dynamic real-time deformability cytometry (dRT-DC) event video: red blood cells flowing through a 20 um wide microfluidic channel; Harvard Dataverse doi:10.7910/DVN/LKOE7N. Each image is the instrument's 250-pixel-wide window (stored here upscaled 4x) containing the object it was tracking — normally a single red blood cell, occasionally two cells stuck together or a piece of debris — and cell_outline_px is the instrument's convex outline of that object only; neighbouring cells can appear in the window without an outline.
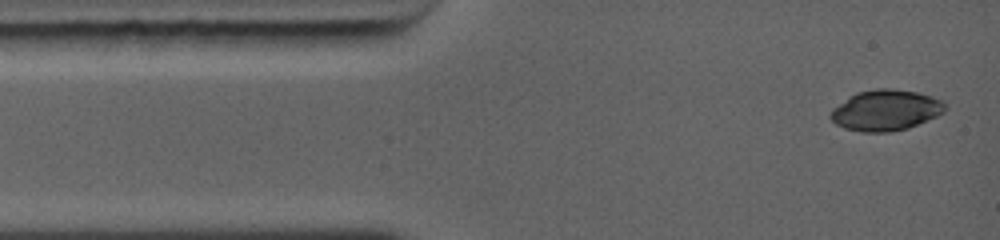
{"species": "common noctule bat (a hibernating species)", "species_latin": "Nyctalus noctula", "temperature_condition": "warm", "stored_images_in_passage": 50, "camera_frame_rate_fps": 5000, "um_per_image_px": 0.085, "animal": {"sex": "female", "body_mass_g": 19.0, "forearm_length_mm": 56.7}, "frame": {"image": 1, "passage_image": 1, "time_ms": 0.0, "image_size_px": [1000, 240], "cell_outline_px": [[944, 112], [936, 116], [908, 128], [892, 132], [860, 132], [844, 128], [836, 124], [832, 120], [832, 108], [852, 96], [860, 92], [880, 88], [888, 88], [916, 92], [940, 100], [944, 104]], "centroid_in_image_um": [75.27, 9.39], "position_along_channel_um": 9.7, "area_um2": 26.59}}
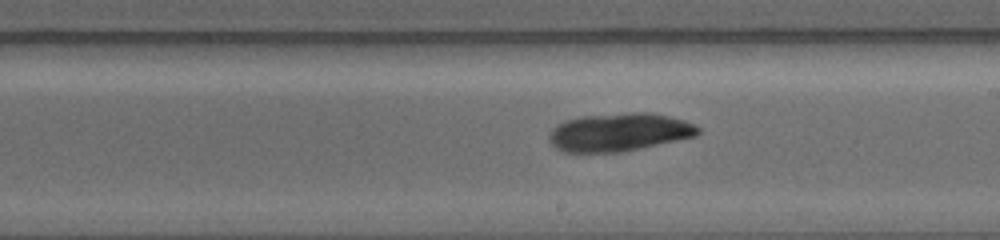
{"frame": {"image": 2, "passage_image": 29, "time_ms": 6.4, "image_size_px": [1000, 240], "cell_outline_px": [[700, 132], [696, 136], [640, 148], [620, 152], [564, 152], [556, 148], [548, 140], [548, 136], [552, 128], [568, 120], [584, 116], [632, 112], [652, 112], [668, 116], [692, 124], [700, 128]], "centroid_in_image_um": [52.61, 11.24], "position_along_channel_um": 236.4, "area_um2": 32.71}}
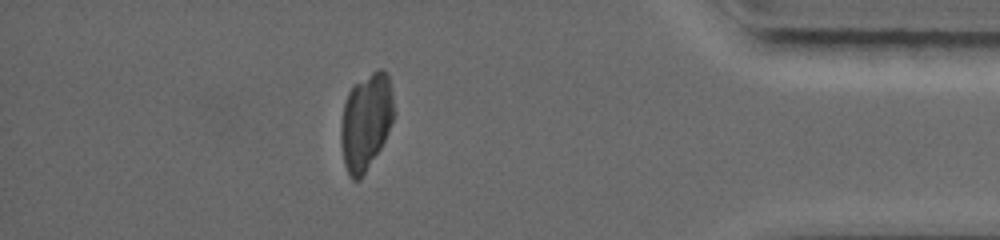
{"frame": {"image": 3, "passage_image": 50, "time_ms": 11.0, "image_size_px": [1000, 240], "cell_outline_px": [[392, 120], [384, 140], [380, 148], [360, 180], [352, 180], [348, 176], [344, 164], [340, 140], [340, 132], [344, 104], [348, 92], [356, 84], [372, 72], [380, 68], [388, 76], [392, 100]], "centroid_in_image_um": [31.06, 10.4], "position_along_channel_um": 404.1, "area_um2": 29.13}}